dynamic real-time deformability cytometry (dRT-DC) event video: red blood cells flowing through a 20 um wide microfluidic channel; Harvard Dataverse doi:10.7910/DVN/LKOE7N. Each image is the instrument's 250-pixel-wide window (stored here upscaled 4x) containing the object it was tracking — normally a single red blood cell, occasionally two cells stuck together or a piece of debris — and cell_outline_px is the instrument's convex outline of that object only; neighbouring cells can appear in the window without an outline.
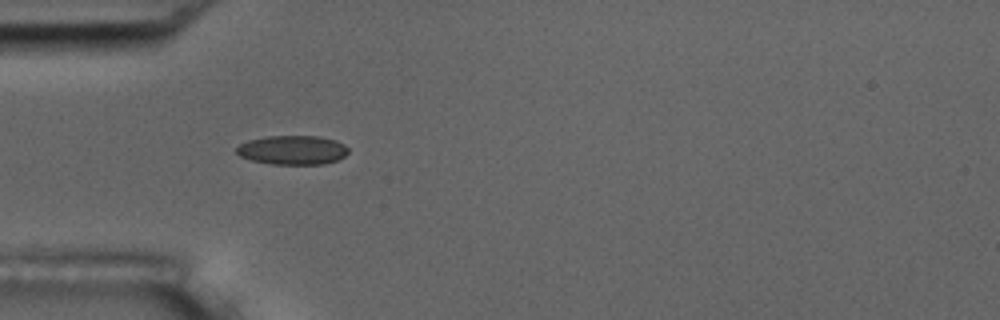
{"species": "common noctule bat (a hibernating species)", "species_latin": "Nyctalus noctula", "temperature_condition": "room temperature", "stored_images_in_passage": 3, "camera_frame_rate_fps": 3000, "um_per_image_px": 0.085, "animal": {"sex": "male", "body_mass_g": 17.5, "forearm_length_mm": 52.3}, "frame": {"image": 1, "passage_image": 2, "time_ms": 1.333, "image_size_px": [1000, 320], "cell_outline_px": [[348, 152], [344, 156], [336, 160], [324, 164], [272, 164], [252, 160], [240, 156], [236, 152], [236, 148], [240, 144], [248, 140], [268, 136], [320, 136], [336, 140], [344, 144], [348, 148]], "centroid_in_image_um": [24.87, 12.74], "position_along_channel_um": 60.1, "area_um2": 18.96}}